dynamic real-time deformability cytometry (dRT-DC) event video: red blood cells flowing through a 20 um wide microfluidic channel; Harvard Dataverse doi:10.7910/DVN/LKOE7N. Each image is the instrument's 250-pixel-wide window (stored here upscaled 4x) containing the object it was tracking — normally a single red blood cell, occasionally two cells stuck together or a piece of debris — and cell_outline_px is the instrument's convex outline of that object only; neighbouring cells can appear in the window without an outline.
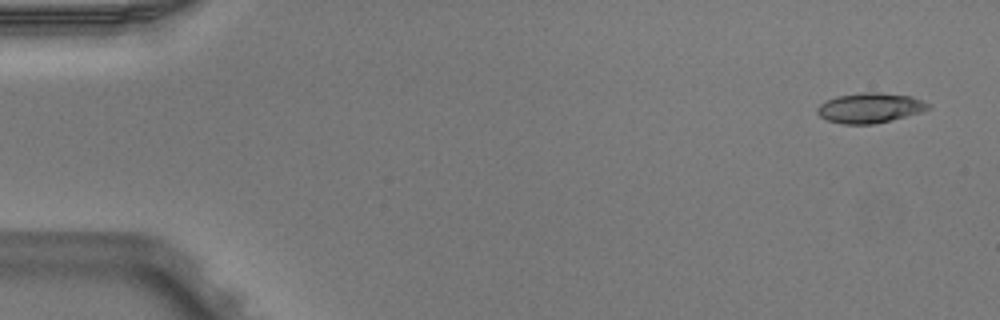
{"species": "Egyptian fruit bat (a non-hibernating species)", "species_latin": "Rousettus aegyptiacus", "temperature_condition": "warm", "stored_images_in_passage": 4, "camera_frame_rate_fps": 3000, "um_per_image_px": 0.085, "animal": {"sex": "male"}, "frame": {"image": 1, "passage_image": 1, "time_ms": 0.0, "image_size_px": [1000, 320], "cell_outline_px": [[932, 108], [920, 112], [872, 124], [844, 124], [828, 120], [820, 116], [816, 112], [816, 108], [824, 100], [836, 96], [864, 92], [880, 92], [912, 96], [932, 104]], "centroid_in_image_um": [73.94, 9.15], "position_along_channel_um": 11.1, "area_um2": 19.42}}
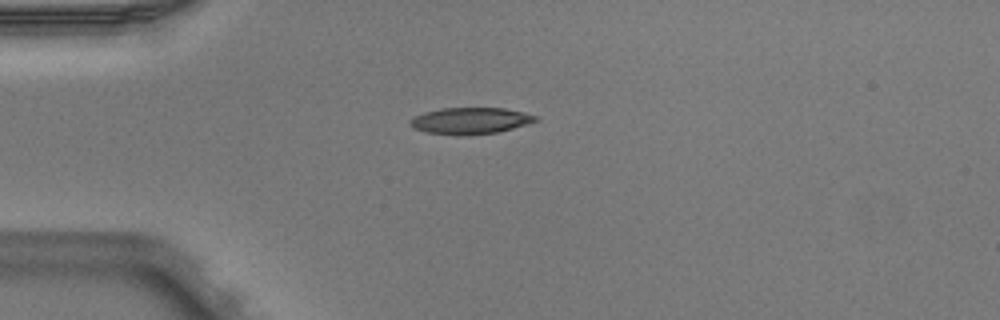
{"frame": {"image": 2, "passage_image": 4, "time_ms": 1.0, "image_size_px": [1000, 320], "cell_outline_px": [[540, 120], [512, 128], [496, 132], [460, 136], [456, 136], [424, 132], [412, 128], [408, 124], [408, 120], [424, 112], [440, 108], [504, 108], [524, 112], [536, 116]], "centroid_in_image_um": [39.92, 10.27], "position_along_channel_um": 45.1, "area_um2": 19.54}}